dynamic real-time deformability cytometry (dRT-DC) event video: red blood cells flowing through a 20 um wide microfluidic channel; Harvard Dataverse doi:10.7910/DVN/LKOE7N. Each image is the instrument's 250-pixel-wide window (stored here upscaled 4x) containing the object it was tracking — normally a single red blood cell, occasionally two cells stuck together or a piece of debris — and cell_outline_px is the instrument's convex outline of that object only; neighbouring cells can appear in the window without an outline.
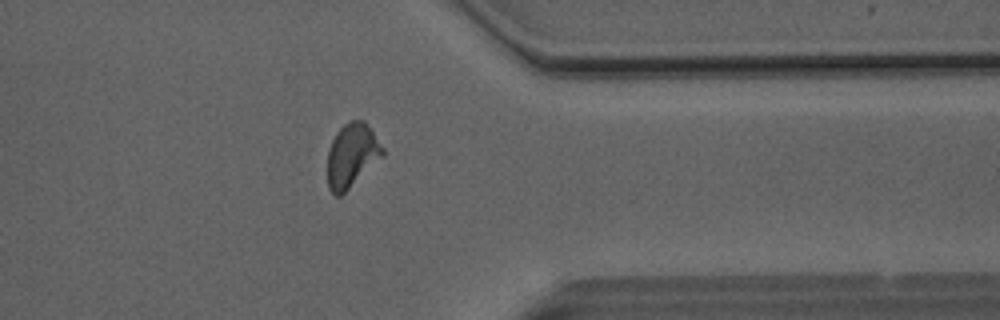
{"species": "Egyptian fruit bat (a non-hibernating species)", "species_latin": "Rousettus aegyptiacus", "temperature_condition": "room temperature", "stored_images_in_passage": 31, "camera_frame_rate_fps": 3000, "um_per_image_px": 0.085, "animal": {"sex": "male"}, "frame": {"image": 1, "passage_image": 26, "time_ms": 8.333, "image_size_px": [1000, 320], "cell_outline_px": [[384, 156], [340, 196], [336, 196], [328, 188], [328, 148], [336, 132], [348, 120], [364, 120], [384, 148]], "centroid_in_image_um": [29.91, 13.19], "position_along_channel_um": 381.5, "area_um2": 20.46}}